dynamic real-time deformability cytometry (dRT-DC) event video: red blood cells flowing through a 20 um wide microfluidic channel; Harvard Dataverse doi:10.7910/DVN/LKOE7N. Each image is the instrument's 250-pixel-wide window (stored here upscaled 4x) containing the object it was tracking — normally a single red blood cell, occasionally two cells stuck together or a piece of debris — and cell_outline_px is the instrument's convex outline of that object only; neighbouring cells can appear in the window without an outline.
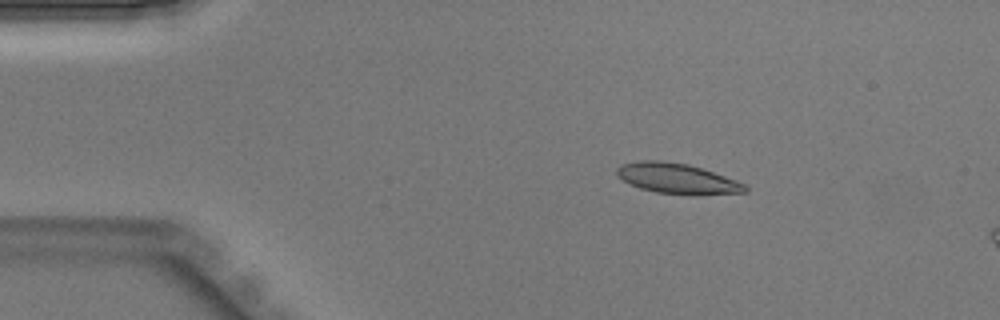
{"species": "Egyptian fruit bat (a non-hibernating species)", "species_latin": "Rousettus aegyptiacus", "temperature_condition": "warm", "stored_images_in_passage": 10, "camera_frame_rate_fps": 3000, "um_per_image_px": 0.085, "animal": {"sex": "male"}, "frame": {"image": 1, "passage_image": 5, "time_ms": 1.333, "image_size_px": [1000, 320], "cell_outline_px": [[748, 192], [696, 196], [656, 192], [640, 188], [616, 176], [616, 168], [620, 164], [636, 160], [660, 160], [688, 164], [736, 180], [744, 184], [748, 188]], "centroid_in_image_um": [57.55, 15.18], "position_along_channel_um": 27.5, "area_um2": 22.89}}